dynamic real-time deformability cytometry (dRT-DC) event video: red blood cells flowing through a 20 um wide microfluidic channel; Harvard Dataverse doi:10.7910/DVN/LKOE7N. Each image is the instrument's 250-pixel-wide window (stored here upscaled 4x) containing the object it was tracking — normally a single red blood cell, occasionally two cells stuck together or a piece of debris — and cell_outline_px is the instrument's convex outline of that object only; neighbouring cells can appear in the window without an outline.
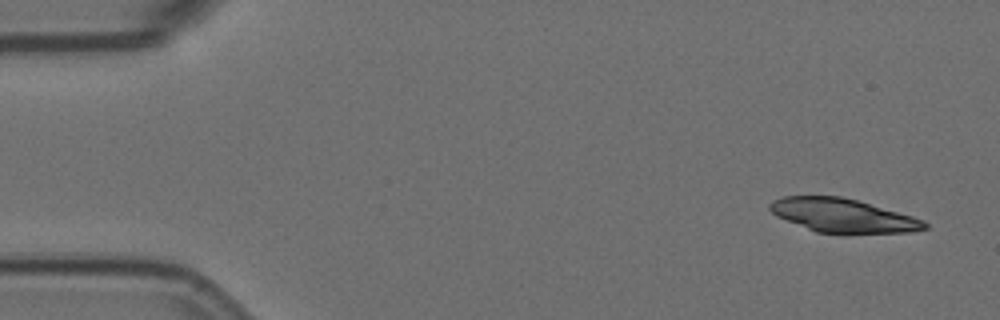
{"species": "Egyptian fruit bat (a non-hibernating species)", "species_latin": "Rousettus aegyptiacus", "temperature_condition": "room temperature", "stored_images_in_passage": 6, "camera_frame_rate_fps": 3000, "um_per_image_px": 0.085, "animal": {"sex": "female"}, "frame": {"image": 1, "passage_image": 1, "time_ms": 0.0, "image_size_px": [1000, 320], "cell_outline_px": [[928, 228], [912, 232], [816, 232], [776, 216], [768, 208], [768, 204], [772, 200], [784, 196], [840, 196], [856, 200], [912, 216], [924, 220], [928, 224]], "centroid_in_image_um": [71.61, 18.3], "position_along_channel_um": 13.4, "area_um2": 29.82}}